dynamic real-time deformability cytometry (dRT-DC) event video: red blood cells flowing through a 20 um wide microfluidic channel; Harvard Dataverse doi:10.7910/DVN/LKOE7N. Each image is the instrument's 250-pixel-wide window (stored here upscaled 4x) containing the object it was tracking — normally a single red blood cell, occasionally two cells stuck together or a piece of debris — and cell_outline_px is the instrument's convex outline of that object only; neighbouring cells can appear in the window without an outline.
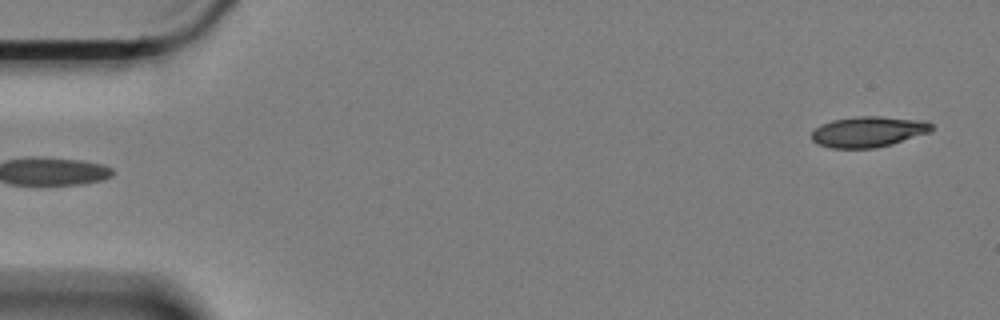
{"species": "Egyptian fruit bat (a non-hibernating species)", "species_latin": "Rousettus aegyptiacus", "temperature_condition": "cold", "stored_images_in_passage": 5, "segment_of_instrument_passage": [2, 2], "camera_frame_rate_fps": 3000, "um_per_image_px": 0.085, "animal": {"sex": "female"}, "frame": {"image": 1, "passage_image": 5, "time_ms": 1.333, "image_size_px": [1000, 320], "cell_outline_px": [[932, 132], [892, 144], [876, 148], [832, 148], [820, 144], [812, 140], [812, 132], [820, 124], [832, 120], [856, 116], [880, 116], [924, 120], [932, 124]], "centroid_in_image_um": [73.84, 11.19], "position_along_channel_um": 11.2, "area_um2": 21.56}}